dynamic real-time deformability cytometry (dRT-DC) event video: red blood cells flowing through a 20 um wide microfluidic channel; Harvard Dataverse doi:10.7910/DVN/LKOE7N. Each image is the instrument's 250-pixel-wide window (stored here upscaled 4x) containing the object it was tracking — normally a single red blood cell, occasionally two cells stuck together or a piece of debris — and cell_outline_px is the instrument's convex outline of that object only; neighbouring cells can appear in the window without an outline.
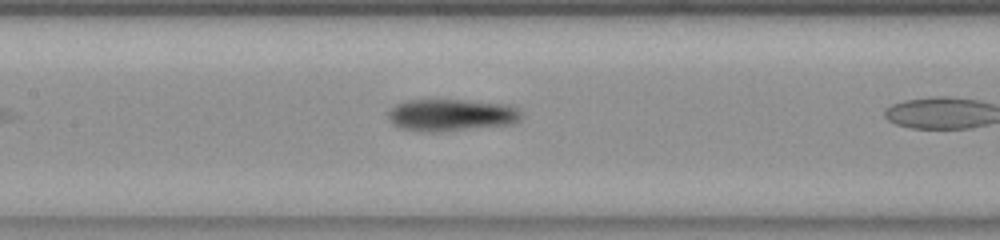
{"species": "common noctule bat (a hibernating species)", "species_latin": "Nyctalus noctula", "temperature_condition": "room temperature", "stored_images_in_passage": 20, "camera_frame_rate_fps": 3000, "um_per_image_px": 0.085, "animal": {"sex": "female", "body_mass_g": 23.0, "forearm_length_mm": 53.4}, "frame": {"image": 1, "passage_image": 6, "time_ms": 1.667, "image_size_px": [1000, 240], "cell_outline_px": [[520, 116], [516, 120], [508, 124], [432, 132], [400, 128], [388, 116], [388, 112], [396, 104], [408, 100], [464, 100], [504, 104], [516, 108], [520, 112]], "centroid_in_image_um": [38.31, 9.76], "position_along_channel_um": 169.1, "area_um2": 23.99}}
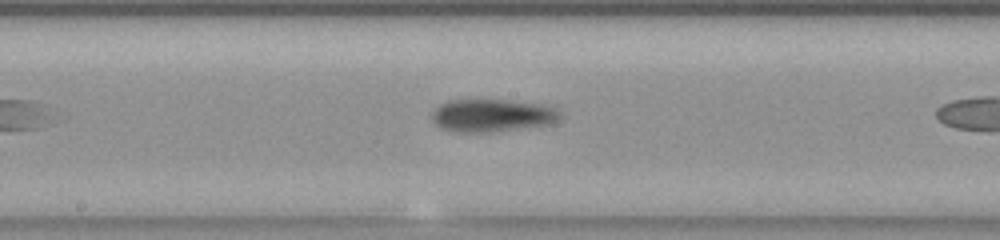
{"frame": {"image": 2, "passage_image": 9, "time_ms": 2.667, "image_size_px": [1000, 240], "cell_outline_px": [[556, 120], [544, 124], [488, 132], [456, 132], [440, 128], [432, 120], [432, 112], [440, 104], [448, 100], [504, 100], [532, 104], [552, 108], [556, 112]], "centroid_in_image_um": [41.63, 9.81], "position_along_channel_um": 206.6, "area_um2": 23.35}}
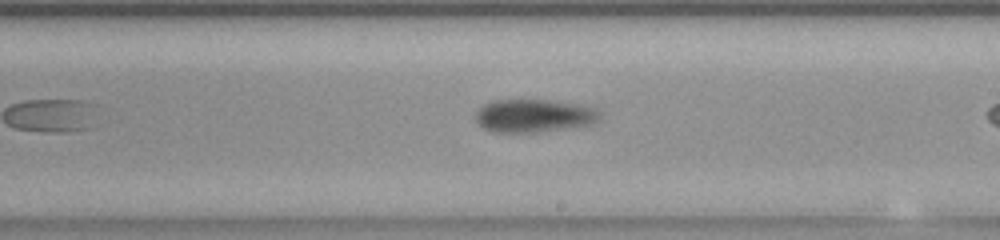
{"frame": {"image": 3, "passage_image": 12, "time_ms": 3.667, "image_size_px": [1000, 240], "cell_outline_px": [[600, 112], [596, 120], [584, 124], [532, 132], [492, 132], [484, 128], [476, 120], [476, 112], [484, 104], [492, 100], [548, 100], [572, 104], [592, 108]], "centroid_in_image_um": [45.24, 9.82], "position_along_channel_um": 243.8, "area_um2": 22.89}}